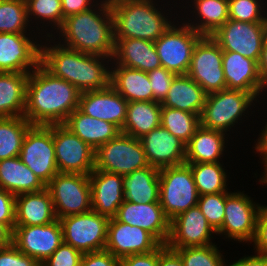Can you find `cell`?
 Here are the masks:
<instances>
[{
	"label": "cell",
	"mask_w": 267,
	"mask_h": 266,
	"mask_svg": "<svg viewBox=\"0 0 267 266\" xmlns=\"http://www.w3.org/2000/svg\"><path fill=\"white\" fill-rule=\"evenodd\" d=\"M81 92L41 63L29 73L24 117L32 125L63 124L78 108Z\"/></svg>",
	"instance_id": "1"
},
{
	"label": "cell",
	"mask_w": 267,
	"mask_h": 266,
	"mask_svg": "<svg viewBox=\"0 0 267 266\" xmlns=\"http://www.w3.org/2000/svg\"><path fill=\"white\" fill-rule=\"evenodd\" d=\"M44 47L41 46L40 63L54 76L71 83L80 92L100 90L110 85L111 72L99 61L107 57L79 52L60 43Z\"/></svg>",
	"instance_id": "2"
},
{
	"label": "cell",
	"mask_w": 267,
	"mask_h": 266,
	"mask_svg": "<svg viewBox=\"0 0 267 266\" xmlns=\"http://www.w3.org/2000/svg\"><path fill=\"white\" fill-rule=\"evenodd\" d=\"M104 2L100 10L103 11L102 16L90 8L64 19L60 32L63 37L65 36V43H67L64 44L65 47L83 53L113 58L114 21L110 1Z\"/></svg>",
	"instance_id": "3"
},
{
	"label": "cell",
	"mask_w": 267,
	"mask_h": 266,
	"mask_svg": "<svg viewBox=\"0 0 267 266\" xmlns=\"http://www.w3.org/2000/svg\"><path fill=\"white\" fill-rule=\"evenodd\" d=\"M114 38H138L155 42L171 26L151 0H109Z\"/></svg>",
	"instance_id": "4"
},
{
	"label": "cell",
	"mask_w": 267,
	"mask_h": 266,
	"mask_svg": "<svg viewBox=\"0 0 267 266\" xmlns=\"http://www.w3.org/2000/svg\"><path fill=\"white\" fill-rule=\"evenodd\" d=\"M159 182V202L170 221L197 205L199 194L188 164L160 169Z\"/></svg>",
	"instance_id": "5"
},
{
	"label": "cell",
	"mask_w": 267,
	"mask_h": 266,
	"mask_svg": "<svg viewBox=\"0 0 267 266\" xmlns=\"http://www.w3.org/2000/svg\"><path fill=\"white\" fill-rule=\"evenodd\" d=\"M46 188L51 194L57 219L92 210L89 175L58 172Z\"/></svg>",
	"instance_id": "6"
},
{
	"label": "cell",
	"mask_w": 267,
	"mask_h": 266,
	"mask_svg": "<svg viewBox=\"0 0 267 266\" xmlns=\"http://www.w3.org/2000/svg\"><path fill=\"white\" fill-rule=\"evenodd\" d=\"M254 98L256 96L253 93L234 89L207 94L200 114V126L226 132L242 116Z\"/></svg>",
	"instance_id": "7"
},
{
	"label": "cell",
	"mask_w": 267,
	"mask_h": 266,
	"mask_svg": "<svg viewBox=\"0 0 267 266\" xmlns=\"http://www.w3.org/2000/svg\"><path fill=\"white\" fill-rule=\"evenodd\" d=\"M149 166L139 139L120 133L95 151V169L126 175Z\"/></svg>",
	"instance_id": "8"
},
{
	"label": "cell",
	"mask_w": 267,
	"mask_h": 266,
	"mask_svg": "<svg viewBox=\"0 0 267 266\" xmlns=\"http://www.w3.org/2000/svg\"><path fill=\"white\" fill-rule=\"evenodd\" d=\"M64 243L80 252L105 250L109 218L93 210L59 219Z\"/></svg>",
	"instance_id": "9"
},
{
	"label": "cell",
	"mask_w": 267,
	"mask_h": 266,
	"mask_svg": "<svg viewBox=\"0 0 267 266\" xmlns=\"http://www.w3.org/2000/svg\"><path fill=\"white\" fill-rule=\"evenodd\" d=\"M19 157L47 185L59 172L53 143V124L32 125L25 135Z\"/></svg>",
	"instance_id": "10"
},
{
	"label": "cell",
	"mask_w": 267,
	"mask_h": 266,
	"mask_svg": "<svg viewBox=\"0 0 267 266\" xmlns=\"http://www.w3.org/2000/svg\"><path fill=\"white\" fill-rule=\"evenodd\" d=\"M222 58L223 51L211 36H202L194 46L187 75L207 94L227 89Z\"/></svg>",
	"instance_id": "11"
},
{
	"label": "cell",
	"mask_w": 267,
	"mask_h": 266,
	"mask_svg": "<svg viewBox=\"0 0 267 266\" xmlns=\"http://www.w3.org/2000/svg\"><path fill=\"white\" fill-rule=\"evenodd\" d=\"M266 34L267 22L251 23L228 19L211 37L222 51L237 52L258 63Z\"/></svg>",
	"instance_id": "12"
},
{
	"label": "cell",
	"mask_w": 267,
	"mask_h": 266,
	"mask_svg": "<svg viewBox=\"0 0 267 266\" xmlns=\"http://www.w3.org/2000/svg\"><path fill=\"white\" fill-rule=\"evenodd\" d=\"M201 37L187 24L181 28L171 25L154 42L161 66L176 75L187 74L194 46Z\"/></svg>",
	"instance_id": "13"
},
{
	"label": "cell",
	"mask_w": 267,
	"mask_h": 266,
	"mask_svg": "<svg viewBox=\"0 0 267 266\" xmlns=\"http://www.w3.org/2000/svg\"><path fill=\"white\" fill-rule=\"evenodd\" d=\"M53 143L59 173L89 175L95 169V150L63 124H53Z\"/></svg>",
	"instance_id": "14"
},
{
	"label": "cell",
	"mask_w": 267,
	"mask_h": 266,
	"mask_svg": "<svg viewBox=\"0 0 267 266\" xmlns=\"http://www.w3.org/2000/svg\"><path fill=\"white\" fill-rule=\"evenodd\" d=\"M64 242L59 219L38 226H15L12 244L40 265Z\"/></svg>",
	"instance_id": "15"
},
{
	"label": "cell",
	"mask_w": 267,
	"mask_h": 266,
	"mask_svg": "<svg viewBox=\"0 0 267 266\" xmlns=\"http://www.w3.org/2000/svg\"><path fill=\"white\" fill-rule=\"evenodd\" d=\"M161 243L146 230L109 219L105 250L117 258L134 254L149 253L156 250Z\"/></svg>",
	"instance_id": "16"
},
{
	"label": "cell",
	"mask_w": 267,
	"mask_h": 266,
	"mask_svg": "<svg viewBox=\"0 0 267 266\" xmlns=\"http://www.w3.org/2000/svg\"><path fill=\"white\" fill-rule=\"evenodd\" d=\"M259 208L247 195L230 193L226 197L222 227L216 233H227L228 238L240 242L253 240Z\"/></svg>",
	"instance_id": "17"
},
{
	"label": "cell",
	"mask_w": 267,
	"mask_h": 266,
	"mask_svg": "<svg viewBox=\"0 0 267 266\" xmlns=\"http://www.w3.org/2000/svg\"><path fill=\"white\" fill-rule=\"evenodd\" d=\"M114 218L119 222L146 230L162 245H166L169 240L170 220L164 214L160 202L131 203L124 200Z\"/></svg>",
	"instance_id": "18"
},
{
	"label": "cell",
	"mask_w": 267,
	"mask_h": 266,
	"mask_svg": "<svg viewBox=\"0 0 267 266\" xmlns=\"http://www.w3.org/2000/svg\"><path fill=\"white\" fill-rule=\"evenodd\" d=\"M212 233L216 232L196 205L170 221V237L166 245L170 249L211 245Z\"/></svg>",
	"instance_id": "19"
},
{
	"label": "cell",
	"mask_w": 267,
	"mask_h": 266,
	"mask_svg": "<svg viewBox=\"0 0 267 266\" xmlns=\"http://www.w3.org/2000/svg\"><path fill=\"white\" fill-rule=\"evenodd\" d=\"M128 103L109 85L104 89L81 92L78 109L88 116L110 122L122 130Z\"/></svg>",
	"instance_id": "20"
},
{
	"label": "cell",
	"mask_w": 267,
	"mask_h": 266,
	"mask_svg": "<svg viewBox=\"0 0 267 266\" xmlns=\"http://www.w3.org/2000/svg\"><path fill=\"white\" fill-rule=\"evenodd\" d=\"M39 46L24 33H0V72L30 73L29 67L40 64Z\"/></svg>",
	"instance_id": "21"
},
{
	"label": "cell",
	"mask_w": 267,
	"mask_h": 266,
	"mask_svg": "<svg viewBox=\"0 0 267 266\" xmlns=\"http://www.w3.org/2000/svg\"><path fill=\"white\" fill-rule=\"evenodd\" d=\"M139 140L150 166L162 169L185 164L186 145L161 125Z\"/></svg>",
	"instance_id": "22"
},
{
	"label": "cell",
	"mask_w": 267,
	"mask_h": 266,
	"mask_svg": "<svg viewBox=\"0 0 267 266\" xmlns=\"http://www.w3.org/2000/svg\"><path fill=\"white\" fill-rule=\"evenodd\" d=\"M92 210L114 218L124 202L123 175L94 169L89 174Z\"/></svg>",
	"instance_id": "23"
},
{
	"label": "cell",
	"mask_w": 267,
	"mask_h": 266,
	"mask_svg": "<svg viewBox=\"0 0 267 266\" xmlns=\"http://www.w3.org/2000/svg\"><path fill=\"white\" fill-rule=\"evenodd\" d=\"M222 67L227 89L242 90L258 96L266 87L259 76L255 60L237 52L223 51Z\"/></svg>",
	"instance_id": "24"
},
{
	"label": "cell",
	"mask_w": 267,
	"mask_h": 266,
	"mask_svg": "<svg viewBox=\"0 0 267 266\" xmlns=\"http://www.w3.org/2000/svg\"><path fill=\"white\" fill-rule=\"evenodd\" d=\"M57 219L47 188L15 196V226L46 225Z\"/></svg>",
	"instance_id": "25"
},
{
	"label": "cell",
	"mask_w": 267,
	"mask_h": 266,
	"mask_svg": "<svg viewBox=\"0 0 267 266\" xmlns=\"http://www.w3.org/2000/svg\"><path fill=\"white\" fill-rule=\"evenodd\" d=\"M117 64L146 73L161 67L154 42L138 38H114ZM119 60V61H118Z\"/></svg>",
	"instance_id": "26"
},
{
	"label": "cell",
	"mask_w": 267,
	"mask_h": 266,
	"mask_svg": "<svg viewBox=\"0 0 267 266\" xmlns=\"http://www.w3.org/2000/svg\"><path fill=\"white\" fill-rule=\"evenodd\" d=\"M63 125L95 151L121 133L116 125L88 116L78 108L67 117Z\"/></svg>",
	"instance_id": "27"
},
{
	"label": "cell",
	"mask_w": 267,
	"mask_h": 266,
	"mask_svg": "<svg viewBox=\"0 0 267 266\" xmlns=\"http://www.w3.org/2000/svg\"><path fill=\"white\" fill-rule=\"evenodd\" d=\"M206 97L204 89L187 74L176 75L161 106L200 115Z\"/></svg>",
	"instance_id": "28"
},
{
	"label": "cell",
	"mask_w": 267,
	"mask_h": 266,
	"mask_svg": "<svg viewBox=\"0 0 267 266\" xmlns=\"http://www.w3.org/2000/svg\"><path fill=\"white\" fill-rule=\"evenodd\" d=\"M0 188L18 195L39 192L46 185L26 166L20 157L0 160Z\"/></svg>",
	"instance_id": "29"
},
{
	"label": "cell",
	"mask_w": 267,
	"mask_h": 266,
	"mask_svg": "<svg viewBox=\"0 0 267 266\" xmlns=\"http://www.w3.org/2000/svg\"><path fill=\"white\" fill-rule=\"evenodd\" d=\"M160 169L147 166L123 175L124 200L131 203L159 202Z\"/></svg>",
	"instance_id": "30"
},
{
	"label": "cell",
	"mask_w": 267,
	"mask_h": 266,
	"mask_svg": "<svg viewBox=\"0 0 267 266\" xmlns=\"http://www.w3.org/2000/svg\"><path fill=\"white\" fill-rule=\"evenodd\" d=\"M29 73L0 72V117L24 116Z\"/></svg>",
	"instance_id": "31"
},
{
	"label": "cell",
	"mask_w": 267,
	"mask_h": 266,
	"mask_svg": "<svg viewBox=\"0 0 267 266\" xmlns=\"http://www.w3.org/2000/svg\"><path fill=\"white\" fill-rule=\"evenodd\" d=\"M110 85L128 102L153 101V91L146 72L118 65L111 71Z\"/></svg>",
	"instance_id": "32"
},
{
	"label": "cell",
	"mask_w": 267,
	"mask_h": 266,
	"mask_svg": "<svg viewBox=\"0 0 267 266\" xmlns=\"http://www.w3.org/2000/svg\"><path fill=\"white\" fill-rule=\"evenodd\" d=\"M161 103L158 101H132L128 103L127 116L121 133L136 139L160 126Z\"/></svg>",
	"instance_id": "33"
},
{
	"label": "cell",
	"mask_w": 267,
	"mask_h": 266,
	"mask_svg": "<svg viewBox=\"0 0 267 266\" xmlns=\"http://www.w3.org/2000/svg\"><path fill=\"white\" fill-rule=\"evenodd\" d=\"M225 133L200 126L186 145L185 163H217L224 151Z\"/></svg>",
	"instance_id": "34"
},
{
	"label": "cell",
	"mask_w": 267,
	"mask_h": 266,
	"mask_svg": "<svg viewBox=\"0 0 267 266\" xmlns=\"http://www.w3.org/2000/svg\"><path fill=\"white\" fill-rule=\"evenodd\" d=\"M32 124L24 116L0 117V160L19 157Z\"/></svg>",
	"instance_id": "35"
},
{
	"label": "cell",
	"mask_w": 267,
	"mask_h": 266,
	"mask_svg": "<svg viewBox=\"0 0 267 266\" xmlns=\"http://www.w3.org/2000/svg\"><path fill=\"white\" fill-rule=\"evenodd\" d=\"M194 1L195 8L202 20L200 25L194 26L188 23V26L202 36H211L229 19L228 0Z\"/></svg>",
	"instance_id": "36"
},
{
	"label": "cell",
	"mask_w": 267,
	"mask_h": 266,
	"mask_svg": "<svg viewBox=\"0 0 267 266\" xmlns=\"http://www.w3.org/2000/svg\"><path fill=\"white\" fill-rule=\"evenodd\" d=\"M160 125L187 145L200 127V115L175 108L162 107Z\"/></svg>",
	"instance_id": "37"
},
{
	"label": "cell",
	"mask_w": 267,
	"mask_h": 266,
	"mask_svg": "<svg viewBox=\"0 0 267 266\" xmlns=\"http://www.w3.org/2000/svg\"><path fill=\"white\" fill-rule=\"evenodd\" d=\"M190 166L197 192L200 195L226 191V173L220 162L186 163Z\"/></svg>",
	"instance_id": "38"
},
{
	"label": "cell",
	"mask_w": 267,
	"mask_h": 266,
	"mask_svg": "<svg viewBox=\"0 0 267 266\" xmlns=\"http://www.w3.org/2000/svg\"><path fill=\"white\" fill-rule=\"evenodd\" d=\"M28 20L25 0H0V33H24Z\"/></svg>",
	"instance_id": "39"
},
{
	"label": "cell",
	"mask_w": 267,
	"mask_h": 266,
	"mask_svg": "<svg viewBox=\"0 0 267 266\" xmlns=\"http://www.w3.org/2000/svg\"><path fill=\"white\" fill-rule=\"evenodd\" d=\"M184 266H225L216 245L178 248Z\"/></svg>",
	"instance_id": "40"
},
{
	"label": "cell",
	"mask_w": 267,
	"mask_h": 266,
	"mask_svg": "<svg viewBox=\"0 0 267 266\" xmlns=\"http://www.w3.org/2000/svg\"><path fill=\"white\" fill-rule=\"evenodd\" d=\"M229 194L228 192H221L200 195L198 198L197 205L215 232L222 227L226 197Z\"/></svg>",
	"instance_id": "41"
},
{
	"label": "cell",
	"mask_w": 267,
	"mask_h": 266,
	"mask_svg": "<svg viewBox=\"0 0 267 266\" xmlns=\"http://www.w3.org/2000/svg\"><path fill=\"white\" fill-rule=\"evenodd\" d=\"M28 18L29 15L38 16L52 21L58 27L63 25V12L61 0H25Z\"/></svg>",
	"instance_id": "42"
},
{
	"label": "cell",
	"mask_w": 267,
	"mask_h": 266,
	"mask_svg": "<svg viewBox=\"0 0 267 266\" xmlns=\"http://www.w3.org/2000/svg\"><path fill=\"white\" fill-rule=\"evenodd\" d=\"M258 0H228L229 19L243 22H267Z\"/></svg>",
	"instance_id": "43"
},
{
	"label": "cell",
	"mask_w": 267,
	"mask_h": 266,
	"mask_svg": "<svg viewBox=\"0 0 267 266\" xmlns=\"http://www.w3.org/2000/svg\"><path fill=\"white\" fill-rule=\"evenodd\" d=\"M153 91V101L162 102L167 96L168 90L176 74L164 67L155 68L147 73Z\"/></svg>",
	"instance_id": "44"
},
{
	"label": "cell",
	"mask_w": 267,
	"mask_h": 266,
	"mask_svg": "<svg viewBox=\"0 0 267 266\" xmlns=\"http://www.w3.org/2000/svg\"><path fill=\"white\" fill-rule=\"evenodd\" d=\"M83 253L62 243L41 266H80Z\"/></svg>",
	"instance_id": "45"
},
{
	"label": "cell",
	"mask_w": 267,
	"mask_h": 266,
	"mask_svg": "<svg viewBox=\"0 0 267 266\" xmlns=\"http://www.w3.org/2000/svg\"><path fill=\"white\" fill-rule=\"evenodd\" d=\"M0 266H41L34 258L25 255L13 244L0 248Z\"/></svg>",
	"instance_id": "46"
},
{
	"label": "cell",
	"mask_w": 267,
	"mask_h": 266,
	"mask_svg": "<svg viewBox=\"0 0 267 266\" xmlns=\"http://www.w3.org/2000/svg\"><path fill=\"white\" fill-rule=\"evenodd\" d=\"M0 222L12 232L15 227V195L0 188Z\"/></svg>",
	"instance_id": "47"
},
{
	"label": "cell",
	"mask_w": 267,
	"mask_h": 266,
	"mask_svg": "<svg viewBox=\"0 0 267 266\" xmlns=\"http://www.w3.org/2000/svg\"><path fill=\"white\" fill-rule=\"evenodd\" d=\"M257 254L267 256V206H260L256 221V232L253 239Z\"/></svg>",
	"instance_id": "48"
},
{
	"label": "cell",
	"mask_w": 267,
	"mask_h": 266,
	"mask_svg": "<svg viewBox=\"0 0 267 266\" xmlns=\"http://www.w3.org/2000/svg\"><path fill=\"white\" fill-rule=\"evenodd\" d=\"M119 258L106 250L84 253L80 266H118Z\"/></svg>",
	"instance_id": "49"
},
{
	"label": "cell",
	"mask_w": 267,
	"mask_h": 266,
	"mask_svg": "<svg viewBox=\"0 0 267 266\" xmlns=\"http://www.w3.org/2000/svg\"><path fill=\"white\" fill-rule=\"evenodd\" d=\"M159 247L149 253L134 254L119 259L118 266H158Z\"/></svg>",
	"instance_id": "50"
},
{
	"label": "cell",
	"mask_w": 267,
	"mask_h": 266,
	"mask_svg": "<svg viewBox=\"0 0 267 266\" xmlns=\"http://www.w3.org/2000/svg\"><path fill=\"white\" fill-rule=\"evenodd\" d=\"M158 266H184L180 255L167 245L159 246Z\"/></svg>",
	"instance_id": "51"
},
{
	"label": "cell",
	"mask_w": 267,
	"mask_h": 266,
	"mask_svg": "<svg viewBox=\"0 0 267 266\" xmlns=\"http://www.w3.org/2000/svg\"><path fill=\"white\" fill-rule=\"evenodd\" d=\"M90 0H61L62 3V12H63V22L64 19L86 11L91 8L89 6L91 3Z\"/></svg>",
	"instance_id": "52"
},
{
	"label": "cell",
	"mask_w": 267,
	"mask_h": 266,
	"mask_svg": "<svg viewBox=\"0 0 267 266\" xmlns=\"http://www.w3.org/2000/svg\"><path fill=\"white\" fill-rule=\"evenodd\" d=\"M229 266H267L266 255H255L239 259L237 262Z\"/></svg>",
	"instance_id": "53"
},
{
	"label": "cell",
	"mask_w": 267,
	"mask_h": 266,
	"mask_svg": "<svg viewBox=\"0 0 267 266\" xmlns=\"http://www.w3.org/2000/svg\"><path fill=\"white\" fill-rule=\"evenodd\" d=\"M258 71L262 82L267 86V34L261 51V57L258 62Z\"/></svg>",
	"instance_id": "54"
},
{
	"label": "cell",
	"mask_w": 267,
	"mask_h": 266,
	"mask_svg": "<svg viewBox=\"0 0 267 266\" xmlns=\"http://www.w3.org/2000/svg\"><path fill=\"white\" fill-rule=\"evenodd\" d=\"M13 232L0 222V248L9 247L12 244Z\"/></svg>",
	"instance_id": "55"
},
{
	"label": "cell",
	"mask_w": 267,
	"mask_h": 266,
	"mask_svg": "<svg viewBox=\"0 0 267 266\" xmlns=\"http://www.w3.org/2000/svg\"><path fill=\"white\" fill-rule=\"evenodd\" d=\"M263 133H261L262 135L258 138V144H256V147L255 149L257 151H259L263 156V161L265 162L264 165H265V169L264 170H267V124L265 126V130L263 129L262 131Z\"/></svg>",
	"instance_id": "56"
},
{
	"label": "cell",
	"mask_w": 267,
	"mask_h": 266,
	"mask_svg": "<svg viewBox=\"0 0 267 266\" xmlns=\"http://www.w3.org/2000/svg\"><path fill=\"white\" fill-rule=\"evenodd\" d=\"M266 175H264V178H261L262 180H260L263 183H267V170L265 171Z\"/></svg>",
	"instance_id": "57"
}]
</instances>
